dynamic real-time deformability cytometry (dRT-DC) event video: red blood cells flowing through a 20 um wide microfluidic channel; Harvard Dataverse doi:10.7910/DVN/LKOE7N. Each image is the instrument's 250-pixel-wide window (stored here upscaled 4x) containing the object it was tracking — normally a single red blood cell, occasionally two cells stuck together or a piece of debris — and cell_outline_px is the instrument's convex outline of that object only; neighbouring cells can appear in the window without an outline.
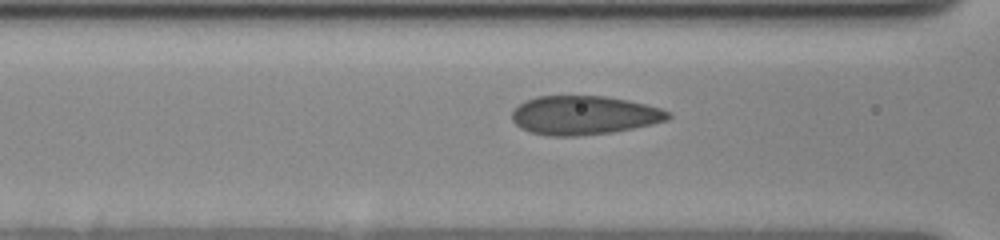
{"species": "human", "species_latin": "Homo sapiens", "temperature_condition": "cold", "stored_images_in_passage": 25, "camera_frame_rate_fps": 3000, "um_per_image_px": 0.085, "donor": {"sex": "female"}, "frame": {"image": 1, "passage_image": 5, "time_ms": 1.333, "image_size_px": [1000, 240], "cell_outline_px": [[672, 116], [668, 120], [652, 124], [612, 132], [580, 136], [548, 136], [528, 132], [520, 128], [512, 120], [512, 112], [524, 100], [536, 96], [604, 96], [628, 100], [660, 108], [668, 112]], "centroid_in_image_um": [49.61, 9.8], "position_along_channel_um": 117.0, "area_um2": 35.43}}
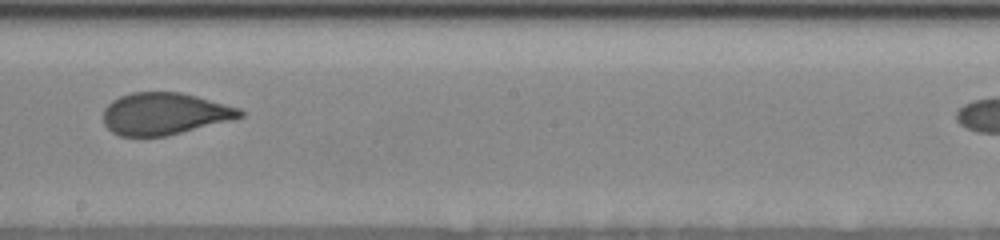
{"frame": {"image": 2, "passage_image": 11, "time_ms": 4.667, "image_size_px": [1000, 240], "cell_outline_px": [[244, 116], [168, 136], [120, 136], [112, 132], [104, 124], [104, 108], [112, 100], [120, 96], [132, 92], [180, 92], [196, 96], [240, 108], [244, 112]], "centroid_in_image_um": [13.96, 9.66], "position_along_channel_um": 234.2, "area_um2": 33.29}}
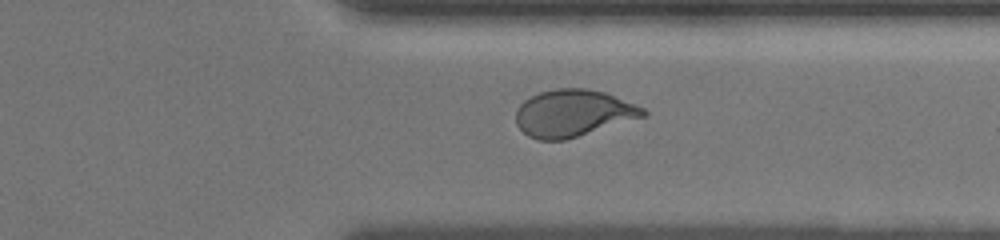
{"frame": {"image": 3, "passage_image": 17, "time_ms": 8.333, "image_size_px": [1000, 240], "cell_outline_px": [[648, 116], [564, 140], [536, 140], [528, 136], [516, 124], [516, 108], [524, 100], [540, 92], [556, 88], [584, 88], [604, 92], [636, 104], [644, 108], [648, 112]], "centroid_in_image_um": [48.73, 9.62], "position_along_channel_um": 362.7, "area_um2": 34.97}}